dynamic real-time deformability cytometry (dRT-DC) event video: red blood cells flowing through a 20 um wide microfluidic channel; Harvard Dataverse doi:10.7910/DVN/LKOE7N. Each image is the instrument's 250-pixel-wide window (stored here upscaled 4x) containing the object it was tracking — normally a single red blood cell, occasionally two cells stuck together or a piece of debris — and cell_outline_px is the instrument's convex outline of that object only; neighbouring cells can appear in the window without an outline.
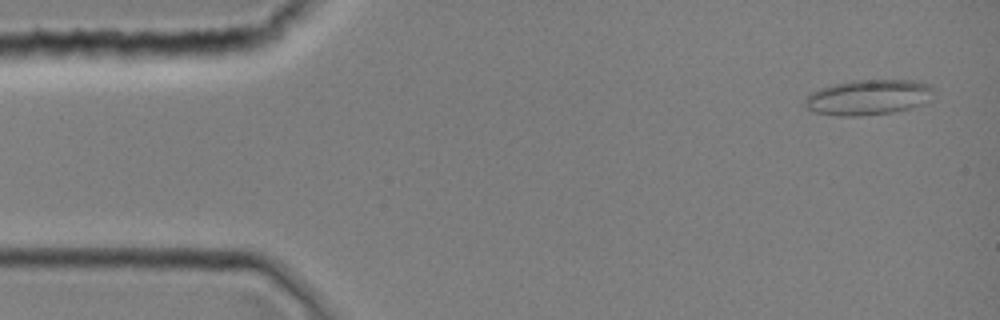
{"species": "common noctule bat (a hibernating species)", "species_latin": "Nyctalus noctula", "temperature_condition": "room temperature", "stored_images_in_passage": 10, "camera_frame_rate_fps": 3000, "um_per_image_px": 0.085, "animal": {"sex": "female", "body_mass_g": 19.0, "forearm_length_mm": 51.5}, "frame": {"image": 1, "passage_image": 2, "time_ms": 0.333, "image_size_px": [1000, 320], "cell_outline_px": [[932, 100], [924, 104], [912, 108], [892, 112], [860, 116], [840, 116], [812, 112], [804, 104], [804, 100], [812, 92], [820, 88], [832, 84], [852, 80], [920, 80], [928, 84], [932, 88]], "centroid_in_image_um": [73.83, 8.27], "position_along_channel_um": 11.2, "area_um2": 26.82}}